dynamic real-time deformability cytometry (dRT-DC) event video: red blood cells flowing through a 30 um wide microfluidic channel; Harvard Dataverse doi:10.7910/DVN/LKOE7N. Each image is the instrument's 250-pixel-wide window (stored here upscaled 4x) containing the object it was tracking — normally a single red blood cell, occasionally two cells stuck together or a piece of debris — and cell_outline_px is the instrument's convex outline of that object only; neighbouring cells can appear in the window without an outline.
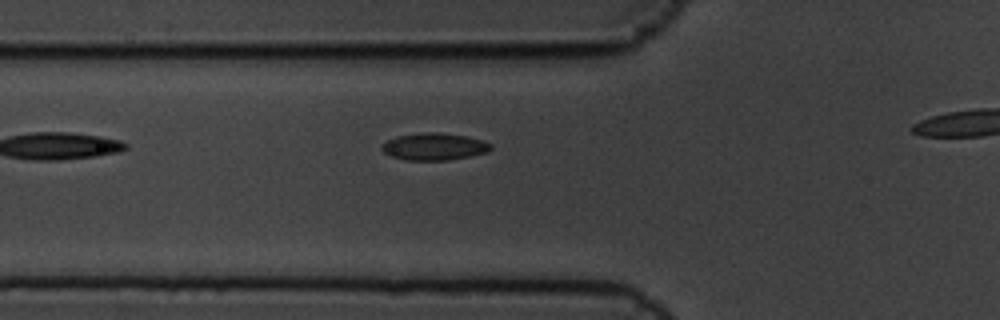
{"species": "common noctule bat (a hibernating species)", "species_latin": "Nyctalus noctula", "temperature_condition": "cold", "stored_images_in_passage": 8, "camera_frame_rate_fps": 3000, "um_per_image_px": 0.085, "animal": {"sex": "male", "body_mass_g": 19.5, "forearm_length_mm": 54.6}, "frame": {"image": 1, "passage_image": 7, "time_ms": 2.0, "image_size_px": [1000, 320], "cell_outline_px": [[492, 148], [488, 152], [448, 160], [404, 160], [392, 156], [384, 152], [380, 148], [388, 140], [396, 136], [424, 132], [436, 132], [464, 136], [480, 140], [492, 144]], "centroid_in_image_um": [36.89, 12.46], "position_along_channel_um": 88.9, "area_um2": 16.99}}